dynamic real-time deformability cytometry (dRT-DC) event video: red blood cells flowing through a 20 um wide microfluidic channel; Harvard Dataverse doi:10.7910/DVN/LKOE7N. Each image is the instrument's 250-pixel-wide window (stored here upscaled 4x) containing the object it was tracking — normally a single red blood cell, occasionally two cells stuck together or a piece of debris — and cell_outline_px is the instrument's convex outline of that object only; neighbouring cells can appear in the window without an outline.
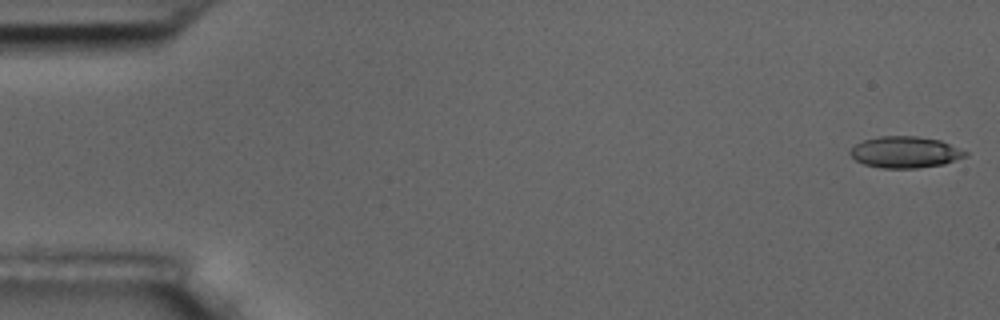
{"species": "common noctule bat (a hibernating species)", "species_latin": "Nyctalus noctula", "temperature_condition": "room temperature", "stored_images_in_passage": 56, "camera_frame_rate_fps": 3000, "um_per_image_px": 0.085, "animal": {"sex": "male", "body_mass_g": 17.5, "forearm_length_mm": 52.3}, "frame": {"image": 1, "passage_image": 1, "time_ms": 0.0, "image_size_px": [1000, 320], "cell_outline_px": [[968, 156], [944, 164], [916, 168], [880, 168], [864, 164], [856, 160], [848, 152], [856, 144], [864, 140], [880, 136], [916, 136], [940, 140], [968, 152]], "centroid_in_image_um": [76.95, 12.94], "position_along_channel_um": 8.1, "area_um2": 21.04}}
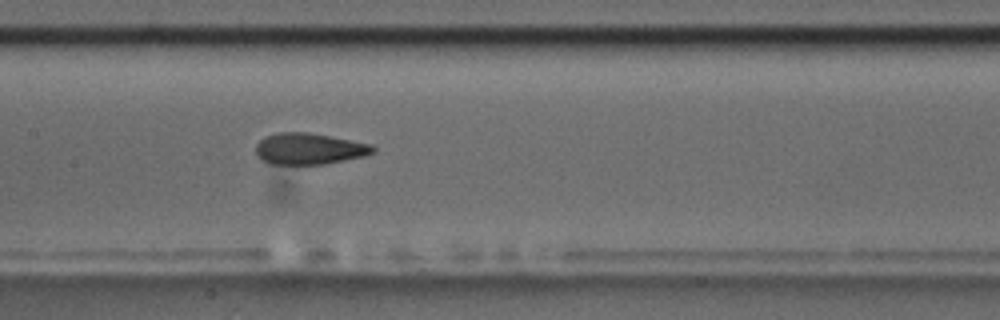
{"frame": {"image": 2, "passage_image": 27, "time_ms": 8.667, "image_size_px": [1000, 320], "cell_outline_px": [[376, 152], [364, 156], [324, 164], [268, 164], [260, 160], [256, 156], [256, 144], [264, 136], [280, 132], [308, 132], [372, 144], [376, 148]], "centroid_in_image_um": [26.25, 12.65], "position_along_channel_um": 181.1, "area_um2": 21.56}}
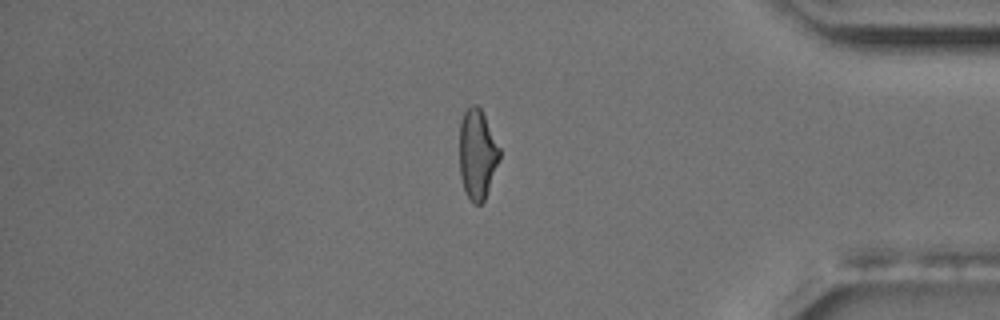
{"frame": {"image": 3, "passage_image": 47, "time_ms": 15.333, "image_size_px": [1000, 320], "cell_outline_px": [[500, 156], [484, 200], [480, 204], [472, 204], [464, 188], [460, 176], [460, 120], [464, 112], [472, 104], [476, 104], [480, 108], [500, 148]], "centroid_in_image_um": [40.55, 13.09], "position_along_channel_um": 394.6, "area_um2": 20.63}, "authors_computed_cell_mechanics": {"area_um2": 21.675, "velocity_mm_per_s": 3.6177, "shape_relaxation_time_tau1_ms": 5.6451, "shape_relaxation_time_tau2_ms": 2.0503, "deformation_change_tau1": 0.1584, "deformation_change_tau2": 0.0915}}